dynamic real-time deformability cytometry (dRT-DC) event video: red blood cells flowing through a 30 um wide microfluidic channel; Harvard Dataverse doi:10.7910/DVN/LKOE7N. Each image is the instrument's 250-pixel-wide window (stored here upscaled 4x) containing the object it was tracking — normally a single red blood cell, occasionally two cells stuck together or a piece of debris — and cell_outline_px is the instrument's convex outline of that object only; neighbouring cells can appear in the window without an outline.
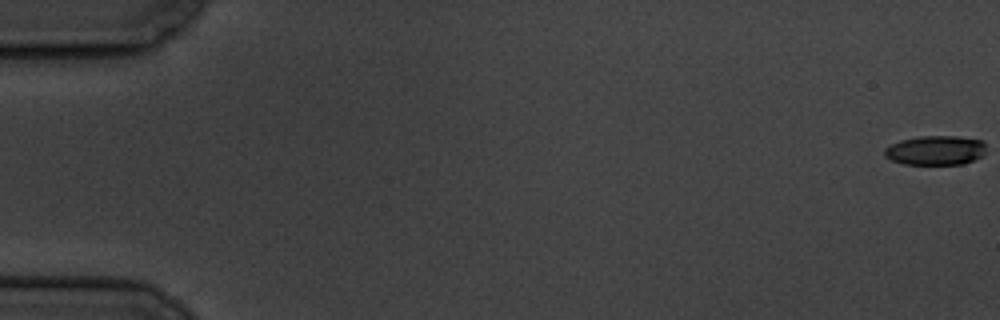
{"species": "common noctule bat (a hibernating species)", "species_latin": "Nyctalus noctula", "temperature_condition": "cold", "stored_images_in_passage": 11, "camera_frame_rate_fps": 3000, "um_per_image_px": 0.085, "animal": {"sex": "male", "body_mass_g": 19.5, "forearm_length_mm": 54.6}, "frame": {"image": 1, "passage_image": 1, "time_ms": 0.0, "image_size_px": [1000, 320], "cell_outline_px": [[984, 152], [980, 156], [964, 164], [904, 164], [892, 160], [884, 156], [884, 148], [900, 140], [920, 136], [956, 136], [984, 140]], "centroid_in_image_um": [79.5, 12.77], "position_along_channel_um": 5.5, "area_um2": 17.34}}
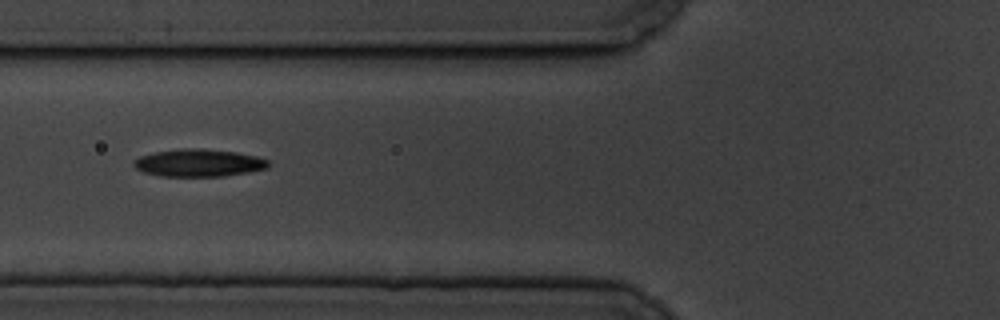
{"frame": {"image": 2, "passage_image": 7, "time_ms": 7.667, "image_size_px": [1000, 320], "cell_outline_px": [[268, 168], [248, 172], [224, 176], [160, 176], [144, 172], [136, 168], [132, 164], [140, 156], [156, 152], [184, 148], [200, 148], [236, 152], [256, 156], [268, 160]], "centroid_in_image_um": [16.9, 13.84], "position_along_channel_um": 108.9, "area_um2": 21.39}}
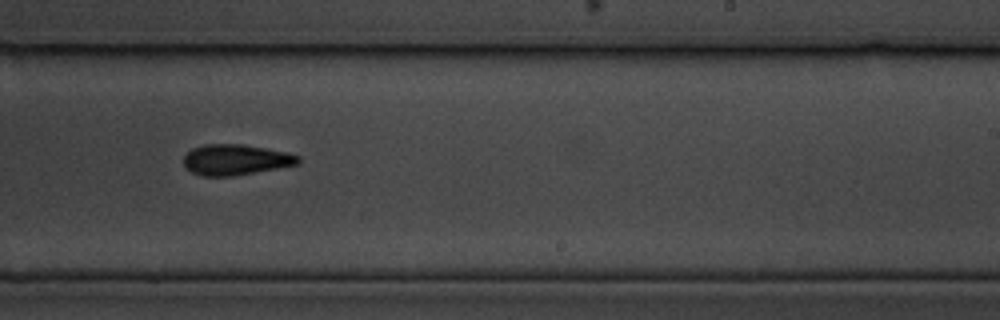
{"frame": {"image": 3, "passage_image": 11, "time_ms": 12.333, "image_size_px": [1000, 320], "cell_outline_px": [[300, 164], [232, 176], [200, 176], [192, 172], [184, 164], [184, 156], [192, 148], [204, 144], [244, 144], [288, 152], [300, 156]], "centroid_in_image_um": [20.05, 13.57], "position_along_channel_um": 268.9, "area_um2": 20.52}}